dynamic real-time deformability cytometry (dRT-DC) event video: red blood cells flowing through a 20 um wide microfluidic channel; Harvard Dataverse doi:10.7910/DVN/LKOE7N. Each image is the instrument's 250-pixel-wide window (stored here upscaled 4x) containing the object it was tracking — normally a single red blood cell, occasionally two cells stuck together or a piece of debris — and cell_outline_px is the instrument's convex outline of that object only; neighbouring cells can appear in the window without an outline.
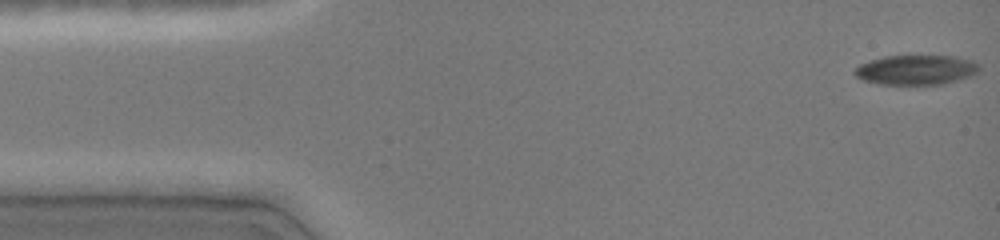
{"species": "common noctule bat (a hibernating species)", "species_latin": "Nyctalus noctula", "temperature_condition": "cold", "stored_images_in_passage": 47, "camera_frame_rate_fps": 3000, "um_per_image_px": 0.085, "animal": {"sex": "female", "body_mass_g": 19.0, "forearm_length_mm": 51.5}, "frame": {"image": 1, "passage_image": 1, "time_ms": 0.0, "image_size_px": [1000, 240], "cell_outline_px": [[980, 72], [944, 84], [880, 84], [864, 80], [856, 76], [852, 72], [860, 64], [884, 56], [952, 56], [972, 60], [980, 64]], "centroid_in_image_um": [77.89, 5.93], "position_along_channel_um": 7.1, "area_um2": 21.44}}
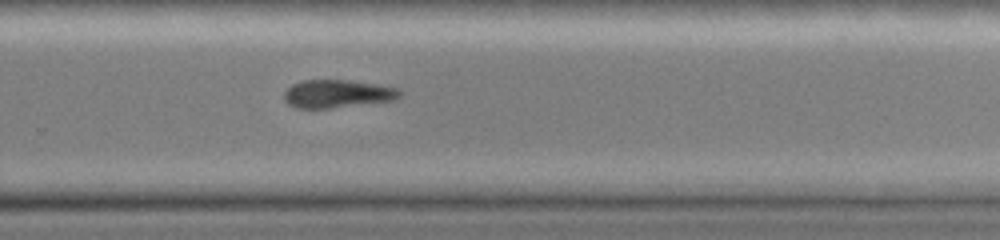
{"frame": {"image": 2, "passage_image": 31, "time_ms": 10.0, "image_size_px": [1000, 240], "cell_outline_px": [[404, 92], [396, 100], [328, 108], [296, 108], [288, 104], [284, 100], [284, 92], [292, 84], [304, 80], [348, 80], [376, 84], [400, 88]], "centroid_in_image_um": [28.71, 7.97], "position_along_channel_um": 301.1, "area_um2": 18.96}}
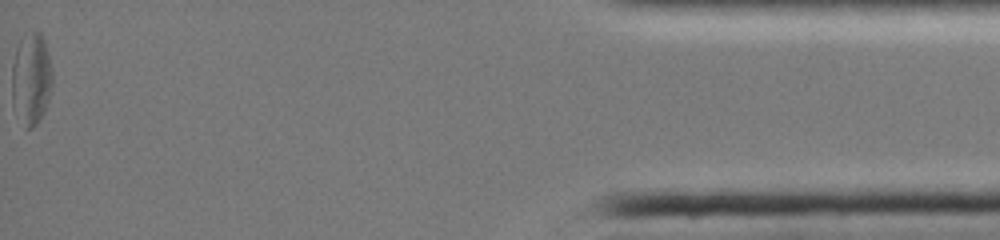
{"frame": {"image": 3, "passage_image": 47, "time_ms": 15.333, "image_size_px": [1000, 240], "cell_outline_px": [[52, 84], [48, 100], [44, 112], [40, 120], [32, 128], [28, 128], [12, 104], [12, 64], [20, 40], [36, 32], [40, 32], [44, 40], [48, 52], [52, 68]], "centroid_in_image_um": [2.67, 6.71], "position_along_channel_um": 432.5, "area_um2": 21.15}}